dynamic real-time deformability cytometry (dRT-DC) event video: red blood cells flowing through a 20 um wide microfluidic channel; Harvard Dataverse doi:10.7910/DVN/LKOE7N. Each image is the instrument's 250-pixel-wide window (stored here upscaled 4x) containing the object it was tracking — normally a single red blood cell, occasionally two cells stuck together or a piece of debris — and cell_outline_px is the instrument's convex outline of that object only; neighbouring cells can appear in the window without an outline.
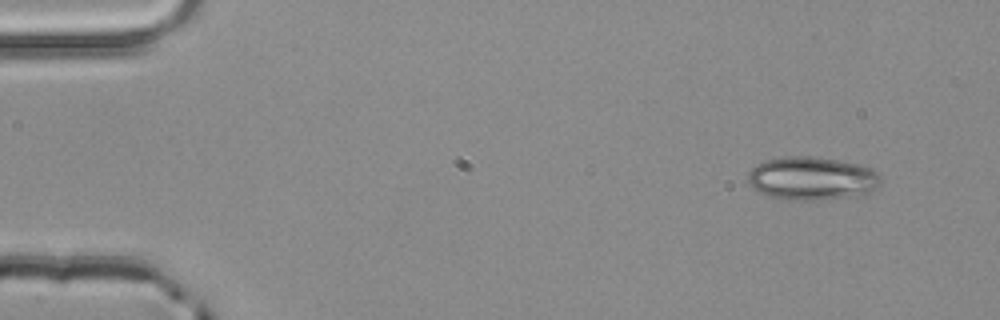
{"species": "common noctule bat (a hibernating species)", "species_latin": "Nyctalus noctula", "temperature_condition": "room temperature", "stored_images_in_passage": 3, "camera_frame_rate_fps": 3000, "um_per_image_px": 0.085, "animal": {"sex": "male", "body_mass_g": 20.4}, "frame": {"image": 1, "passage_image": 1, "time_ms": 0.0, "image_size_px": [1000, 320], "cell_outline_px": [[880, 184], [876, 188], [868, 192], [856, 196], [820, 200], [788, 200], [772, 196], [760, 192], [748, 184], [748, 172], [756, 164], [764, 160], [784, 156], [812, 156], [836, 160], [856, 164], [872, 168], [880, 176]], "centroid_in_image_um": [68.99, 15.16], "position_along_channel_um": 16.0, "area_um2": 33.52}}